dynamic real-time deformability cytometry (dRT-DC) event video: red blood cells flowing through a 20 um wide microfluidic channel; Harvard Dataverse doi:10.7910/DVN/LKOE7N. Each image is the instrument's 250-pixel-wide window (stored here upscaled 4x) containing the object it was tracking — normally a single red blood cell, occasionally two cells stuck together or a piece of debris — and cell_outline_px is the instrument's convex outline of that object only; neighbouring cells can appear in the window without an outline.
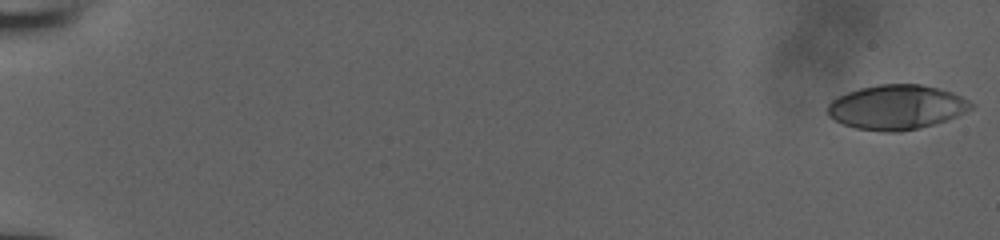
{"species": "human", "species_latin": "Homo sapiens", "temperature_condition": "room temperature", "stored_images_in_passage": 53, "camera_frame_rate_fps": 3000, "um_per_image_px": 0.085, "donor": {"sex": "male"}, "frame": {"image": 1, "passage_image": 1, "time_ms": 0.0, "image_size_px": [1000, 240], "cell_outline_px": [[976, 104], [972, 108], [956, 116], [932, 124], [900, 132], [880, 132], [856, 128], [844, 124], [828, 116], [828, 104], [832, 100], [848, 92], [860, 88], [880, 84], [920, 84], [952, 92]], "centroid_in_image_um": [76.2, 9.11], "position_along_channel_um": 8.8, "area_um2": 36.93}}
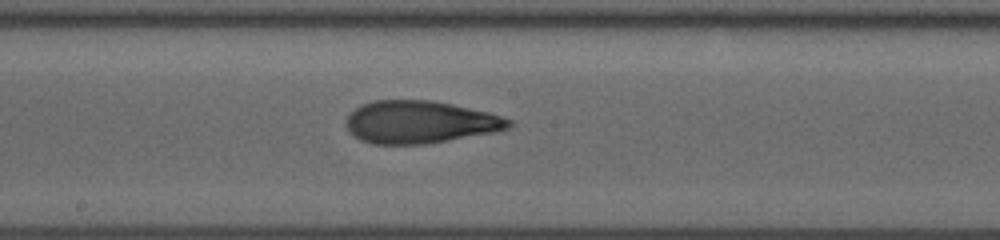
{"frame": {"image": 2, "passage_image": 31, "time_ms": 10.0, "image_size_px": [1000, 240], "cell_outline_px": [[512, 124], [508, 128], [492, 132], [428, 144], [372, 144], [360, 140], [348, 128], [348, 116], [356, 108], [372, 100], [432, 100], [488, 112], [512, 120]], "centroid_in_image_um": [35.7, 10.38], "position_along_channel_um": 212.5, "area_um2": 39.82}}
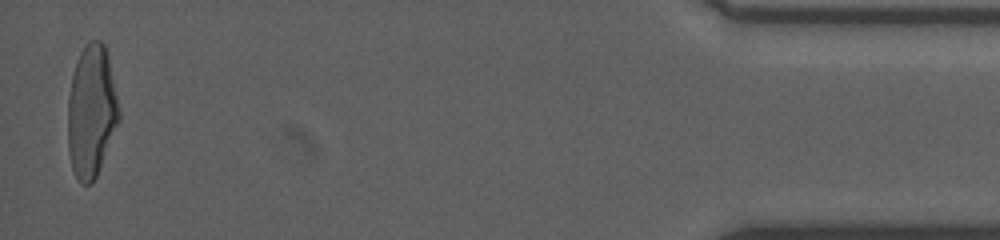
{"frame": {"image": 3, "passage_image": 52, "time_ms": 17.0, "image_size_px": [1000, 240], "cell_outline_px": [[120, 120], [96, 176], [88, 184], [80, 184], [72, 168], [68, 152], [68, 100], [72, 72], [76, 60], [80, 52], [88, 40], [100, 40], [104, 44], [108, 60], [120, 112]], "centroid_in_image_um": [7.75, 9.46], "position_along_channel_um": 427.5, "area_um2": 39.19}}